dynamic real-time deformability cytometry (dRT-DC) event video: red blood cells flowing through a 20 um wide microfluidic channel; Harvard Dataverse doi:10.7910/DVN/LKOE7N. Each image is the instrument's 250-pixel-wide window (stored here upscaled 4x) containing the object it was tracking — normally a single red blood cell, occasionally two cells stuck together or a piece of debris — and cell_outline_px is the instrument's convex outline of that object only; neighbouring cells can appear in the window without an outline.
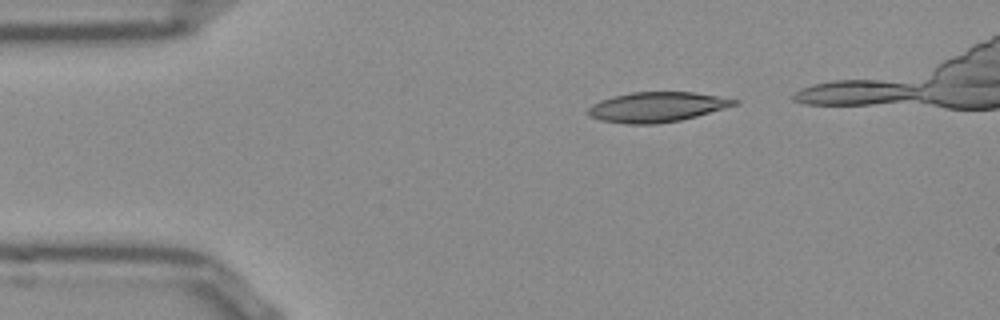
{"species": "Egyptian fruit bat (a non-hibernating species)", "species_latin": "Rousettus aegyptiacus", "temperature_condition": "room temperature", "stored_images_in_passage": 36, "camera_frame_rate_fps": 3000, "um_per_image_px": 0.085, "frame": {"image": 1, "passage_image": 1, "time_ms": 0.0, "image_size_px": [1000, 320], "cell_outline_px": [[740, 100], [736, 104], [724, 108], [696, 116], [680, 120], [656, 124], [628, 124], [600, 120], [588, 116], [588, 108], [592, 104], [600, 100], [612, 96], [632, 92], [692, 92]], "centroid_in_image_um": [55.78, 9.1], "position_along_channel_um": 29.2, "area_um2": 25.37}}
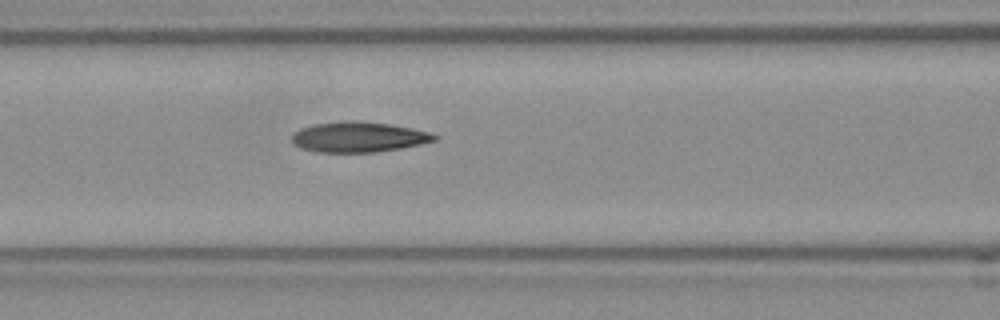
{"frame": {"image": 2, "passage_image": 13, "time_ms": 4.0, "image_size_px": [1000, 320], "cell_outline_px": [[440, 136], [436, 140], [420, 144], [400, 148], [376, 152], [316, 152], [300, 148], [292, 140], [292, 132], [300, 128], [316, 124], [344, 120], [360, 120], [388, 124], [412, 128], [428, 132]], "centroid_in_image_um": [30.46, 11.64], "position_along_channel_um": 136.1, "area_um2": 25.26}}
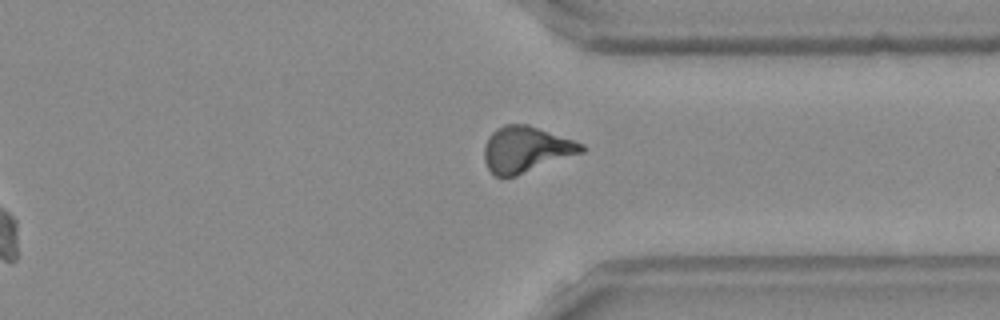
{"frame": {"image": 3, "passage_image": 31, "time_ms": 10.0, "image_size_px": [1000, 320], "cell_outline_px": [[584, 152], [516, 176], [496, 176], [488, 168], [484, 160], [484, 144], [488, 136], [496, 128], [504, 124], [528, 124], [584, 144]], "centroid_in_image_um": [44.69, 12.69], "position_along_channel_um": 366.7, "area_um2": 26.01}, "authors_computed_cell_mechanics": {"area_um2": 25.0852, "velocity_mm_per_s": 3.8671, "shape_relaxation_time_tau1_ms": null, "shape_relaxation_time_tau2_ms": 3.3221, "deformation_change_tau1": null, "deformation_change_tau2": 0.1185}}